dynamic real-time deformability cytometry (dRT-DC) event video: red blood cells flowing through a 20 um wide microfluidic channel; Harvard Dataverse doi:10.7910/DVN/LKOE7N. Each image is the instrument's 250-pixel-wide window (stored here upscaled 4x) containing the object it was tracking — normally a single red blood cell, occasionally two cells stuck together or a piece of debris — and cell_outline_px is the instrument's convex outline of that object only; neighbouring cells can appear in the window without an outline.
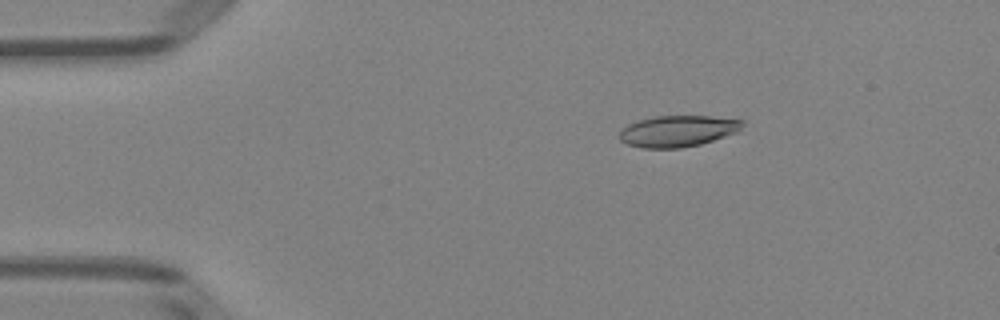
{"species": "Egyptian fruit bat (a non-hibernating species)", "species_latin": "Rousettus aegyptiacus", "temperature_condition": "room temperature", "stored_images_in_passage": 6, "camera_frame_rate_fps": 3000, "um_per_image_px": 0.085, "animal": {"sex": "female"}, "frame": {"image": 1, "passage_image": 1, "time_ms": 0.0, "image_size_px": [1000, 320], "cell_outline_px": [[744, 124], [740, 132], [700, 144], [680, 148], [644, 148], [628, 144], [620, 140], [620, 132], [628, 124], [636, 120], [652, 116], [712, 116], [744, 120]], "centroid_in_image_um": [57.65, 11.13], "position_along_channel_um": 27.3, "area_um2": 22.6}}
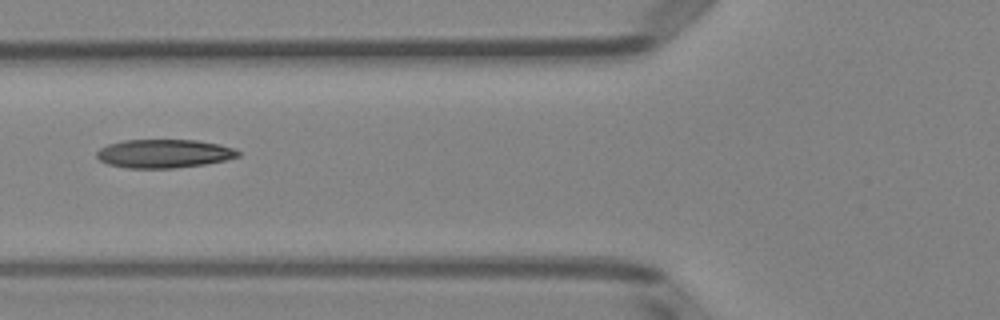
{"frame": {"image": 2, "passage_image": 4, "time_ms": 3.667, "image_size_px": [1000, 320], "cell_outline_px": [[240, 156], [224, 160], [204, 164], [172, 168], [128, 168], [108, 164], [100, 160], [96, 156], [96, 152], [100, 148], [108, 144], [124, 140], [196, 140], [220, 144], [236, 148], [240, 152]], "centroid_in_image_um": [13.95, 13.05], "position_along_channel_um": 111.9, "area_um2": 23.52}}
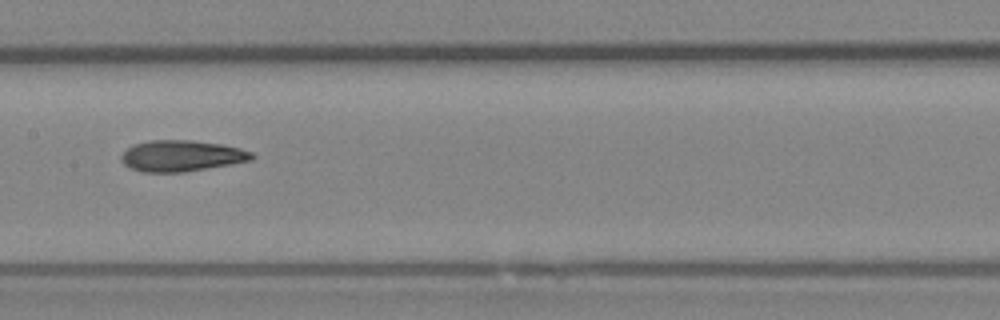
{"frame": {"image": 3, "passage_image": 6, "time_ms": 5.667, "image_size_px": [1000, 320], "cell_outline_px": [[256, 156], [252, 160], [184, 172], [144, 172], [128, 168], [120, 160], [120, 156], [132, 144], [148, 140], [192, 140], [220, 144], [240, 148], [252, 152]], "centroid_in_image_um": [15.4, 13.24], "position_along_channel_um": 192.0, "area_um2": 23.76}}